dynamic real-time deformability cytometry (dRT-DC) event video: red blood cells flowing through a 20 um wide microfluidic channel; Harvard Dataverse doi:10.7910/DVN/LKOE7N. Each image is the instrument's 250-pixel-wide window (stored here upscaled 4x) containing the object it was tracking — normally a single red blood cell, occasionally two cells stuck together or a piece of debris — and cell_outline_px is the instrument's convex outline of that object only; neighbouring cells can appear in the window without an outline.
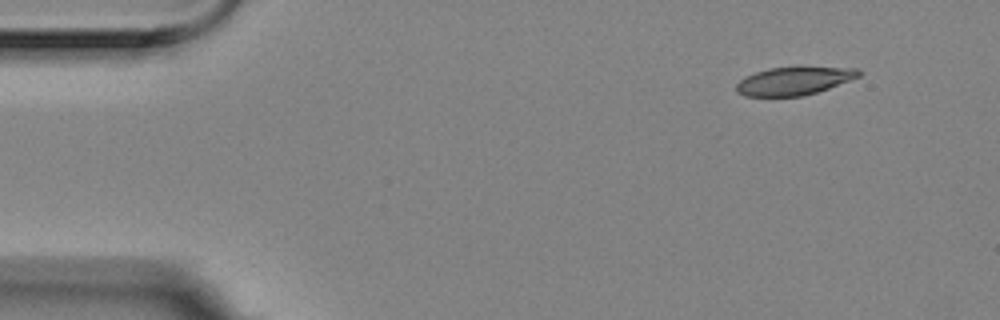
{"species": "Egyptian fruit bat (a non-hibernating species)", "species_latin": "Rousettus aegyptiacus", "temperature_condition": "room temperature", "stored_images_in_passage": 4, "camera_frame_rate_fps": 3000, "um_per_image_px": 0.085, "animal": {"sex": "female"}, "frame": {"image": 1, "passage_image": 1, "time_ms": 0.0, "image_size_px": [1000, 320], "cell_outline_px": [[864, 72], [860, 76], [828, 88], [804, 96], [744, 96], [736, 92], [736, 84], [744, 76], [768, 68], [796, 64], [800, 64], [860, 68]], "centroid_in_image_um": [67.55, 6.81], "position_along_channel_um": 17.5, "area_um2": 21.15}}
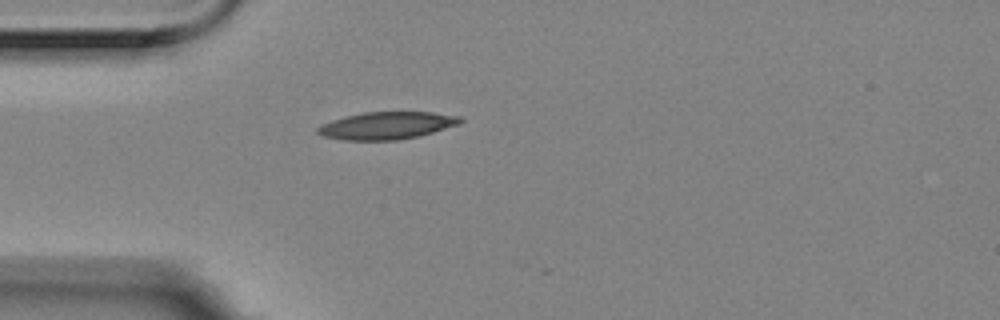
{"frame": {"image": 2, "passage_image": 4, "time_ms": 1.0, "image_size_px": [1000, 320], "cell_outline_px": [[464, 120], [460, 124], [420, 136], [396, 140], [344, 140], [324, 136], [316, 132], [316, 128], [320, 124], [332, 120], [364, 112], [432, 112], [460, 116]], "centroid_in_image_um": [32.9, 10.67], "position_along_channel_um": 52.1, "area_um2": 22.77}}